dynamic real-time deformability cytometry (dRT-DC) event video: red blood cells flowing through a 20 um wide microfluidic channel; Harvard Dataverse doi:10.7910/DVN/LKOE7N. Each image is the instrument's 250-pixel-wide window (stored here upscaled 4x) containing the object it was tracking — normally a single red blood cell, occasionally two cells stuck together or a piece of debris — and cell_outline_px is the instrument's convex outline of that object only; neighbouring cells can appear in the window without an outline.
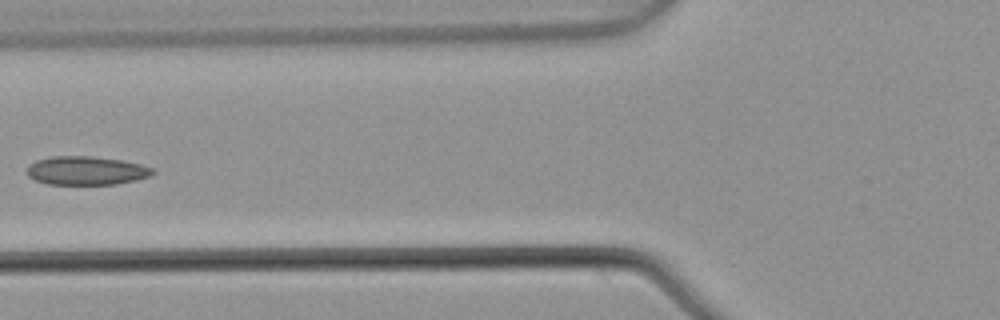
{"species": "common noctule bat (a hibernating species)", "species_latin": "Nyctalus noctula", "temperature_condition": "warm", "stored_images_in_passage": 5, "camera_frame_rate_fps": 3000, "um_per_image_px": 0.085, "animal": {"sex": "male", "body_mass_g": 21.5, "forearm_length_mm": 52.0}, "frame": {"image": 1, "passage_image": 5, "time_ms": 1.333, "image_size_px": [1000, 320], "cell_outline_px": [[156, 172], [152, 176], [136, 180], [116, 184], [48, 184], [36, 180], [28, 176], [28, 164], [36, 160], [52, 156], [92, 156], [120, 160], [140, 164], [152, 168]], "centroid_in_image_um": [7.35, 14.5], "position_along_channel_um": 118.5, "area_um2": 20.98}}